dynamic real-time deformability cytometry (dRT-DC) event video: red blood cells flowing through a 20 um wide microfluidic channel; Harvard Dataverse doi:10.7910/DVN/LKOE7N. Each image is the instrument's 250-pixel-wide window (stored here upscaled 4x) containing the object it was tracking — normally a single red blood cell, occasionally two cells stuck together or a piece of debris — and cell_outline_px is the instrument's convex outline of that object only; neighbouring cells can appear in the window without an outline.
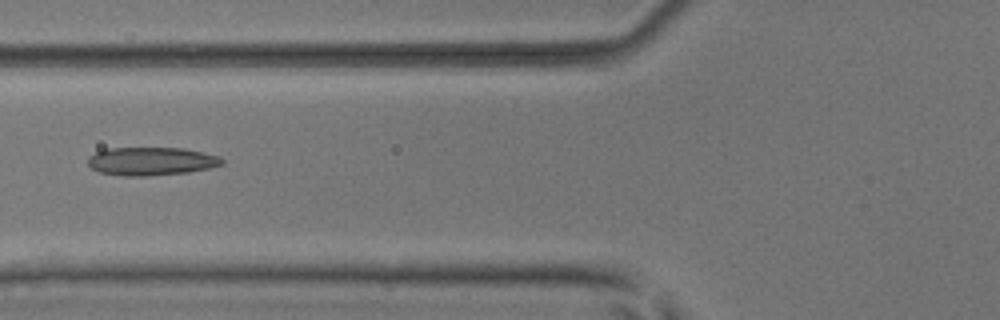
{"species": "common noctule bat (a hibernating species)", "species_latin": "Nyctalus noctula", "temperature_condition": "room temperature", "stored_images_in_passage": 5, "camera_frame_rate_fps": 3000, "um_per_image_px": 0.085, "animal": {"sex": "male", "body_mass_g": 17.9, "forearm_length_mm": 54.2}, "frame": {"image": 1, "passage_image": 5, "time_ms": 1.333, "image_size_px": [1000, 320], "cell_outline_px": [[224, 164], [208, 168], [188, 172], [148, 176], [124, 176], [100, 172], [92, 168], [88, 164], [88, 156], [104, 148], [184, 148], [220, 156], [224, 160]], "centroid_in_image_um": [12.85, 13.7], "position_along_channel_um": 112.9, "area_um2": 22.14}}